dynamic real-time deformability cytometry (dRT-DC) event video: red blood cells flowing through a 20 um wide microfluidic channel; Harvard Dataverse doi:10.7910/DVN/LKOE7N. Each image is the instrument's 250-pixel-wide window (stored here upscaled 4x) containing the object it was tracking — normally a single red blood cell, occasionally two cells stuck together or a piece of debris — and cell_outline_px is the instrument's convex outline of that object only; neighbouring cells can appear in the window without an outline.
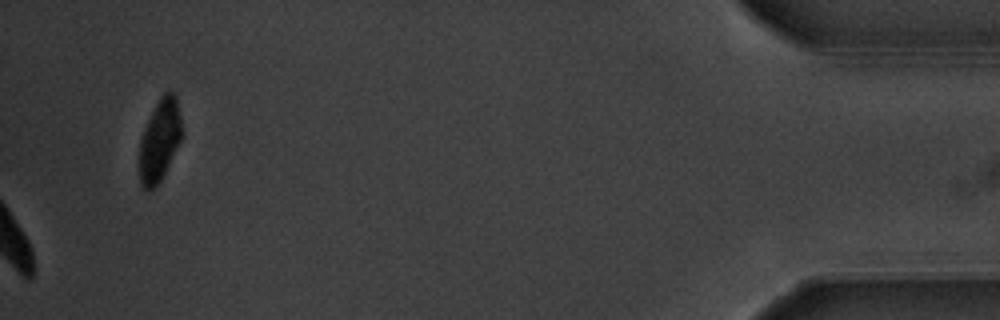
{"species": "common noctule bat (a hibernating species)", "species_latin": "Nyctalus noctula", "temperature_condition": "warm", "stored_images_in_passage": 54, "camera_frame_rate_fps": 3000, "um_per_image_px": 0.085, "animal": {"sex": "male", "body_mass_g": 20.1, "forearm_length_mm": 53.5}, "frame": {"image": 1, "passage_image": 54, "time_ms": 17.667, "image_size_px": [1000, 320], "cell_outline_px": [[184, 136], [160, 180], [152, 188], [144, 188], [140, 184], [140, 140], [144, 128], [160, 96], [168, 88], [176, 96], [184, 132]], "centroid_in_image_um": [13.62, 11.85], "position_along_channel_um": 421.6, "area_um2": 20.23}, "authors_computed_cell_mechanics": {"area_um2": 20.4612, "velocity_mm_per_s": 3.6795, "shape_relaxation_time_tau1_ms": 2.6988, "shape_relaxation_time_tau2_ms": null, "deformation_change_tau1": 0.1517, "deformation_change_tau2": null}}